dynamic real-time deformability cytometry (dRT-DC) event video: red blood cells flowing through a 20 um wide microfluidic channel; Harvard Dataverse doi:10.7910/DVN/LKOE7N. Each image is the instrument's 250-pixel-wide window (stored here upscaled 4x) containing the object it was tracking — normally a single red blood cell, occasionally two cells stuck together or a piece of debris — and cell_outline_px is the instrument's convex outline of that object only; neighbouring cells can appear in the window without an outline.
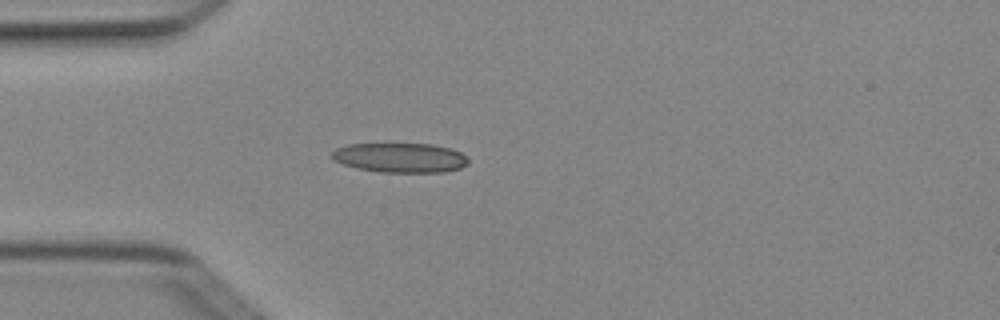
{"species": "Egyptian fruit bat (a non-hibernating species)", "species_latin": "Rousettus aegyptiacus", "temperature_condition": "cold", "stored_images_in_passage": 4, "camera_frame_rate_fps": 3000, "um_per_image_px": 0.085, "animal": {"sex": "female"}, "frame": {"image": 1, "passage_image": 4, "time_ms": 1.0, "image_size_px": [1000, 320], "cell_outline_px": [[468, 164], [460, 168], [444, 172], [380, 172], [356, 168], [344, 164], [336, 160], [332, 156], [332, 152], [336, 148], [348, 144], [432, 144], [452, 148], [460, 152], [468, 160]], "centroid_in_image_um": [34.04, 13.4], "position_along_channel_um": 51.0, "area_um2": 23.41}}